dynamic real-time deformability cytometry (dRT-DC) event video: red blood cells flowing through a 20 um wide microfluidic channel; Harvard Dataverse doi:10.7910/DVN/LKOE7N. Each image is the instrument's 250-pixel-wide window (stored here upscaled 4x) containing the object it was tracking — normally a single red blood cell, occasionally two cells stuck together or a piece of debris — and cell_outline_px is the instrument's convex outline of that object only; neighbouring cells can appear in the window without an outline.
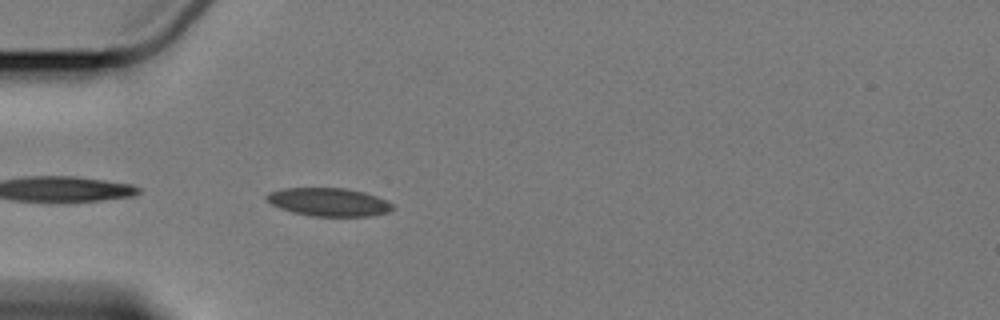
{"species": "Egyptian fruit bat (a non-hibernating species)", "species_latin": "Rousettus aegyptiacus", "temperature_condition": "cold", "stored_images_in_passage": 4, "camera_frame_rate_fps": 3000, "um_per_image_px": 0.085, "animal": {"sex": "female"}, "frame": {"image": 1, "passage_image": 4, "time_ms": 4.667, "image_size_px": [1000, 320], "cell_outline_px": [[392, 208], [388, 212], [368, 216], [312, 216], [292, 212], [280, 208], [272, 204], [264, 196], [268, 192], [284, 188], [344, 188], [364, 192], [376, 196], [392, 204]], "centroid_in_image_um": [27.9, 17.17], "position_along_channel_um": 57.1, "area_um2": 20.52}}